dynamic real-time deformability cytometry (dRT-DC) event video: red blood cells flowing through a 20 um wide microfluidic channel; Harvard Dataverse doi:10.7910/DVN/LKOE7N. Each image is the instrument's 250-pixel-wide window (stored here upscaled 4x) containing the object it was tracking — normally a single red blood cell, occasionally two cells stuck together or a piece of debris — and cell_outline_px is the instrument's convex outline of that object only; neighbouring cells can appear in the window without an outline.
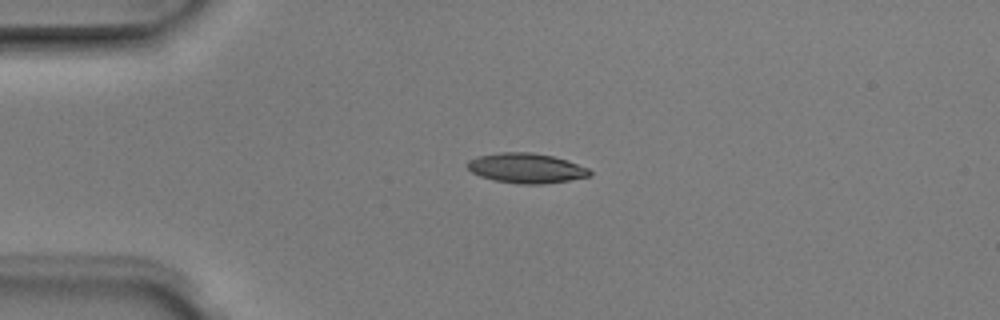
{"species": "Egyptian fruit bat (a non-hibernating species)", "species_latin": "Rousettus aegyptiacus", "temperature_condition": "room temperature", "stored_images_in_passage": 3, "camera_frame_rate_fps": 3000, "um_per_image_px": 0.085, "animal": {"sex": "male"}, "frame": {"image": 1, "passage_image": 2, "time_ms": 0.333, "image_size_px": [1000, 320], "cell_outline_px": [[592, 172], [588, 176], [568, 180], [544, 184], [520, 184], [492, 180], [480, 176], [472, 172], [468, 168], [468, 160], [476, 156], [500, 152], [532, 152], [552, 156], [568, 160], [588, 168]], "centroid_in_image_um": [44.71, 14.29], "position_along_channel_um": 40.3, "area_um2": 21.33}}